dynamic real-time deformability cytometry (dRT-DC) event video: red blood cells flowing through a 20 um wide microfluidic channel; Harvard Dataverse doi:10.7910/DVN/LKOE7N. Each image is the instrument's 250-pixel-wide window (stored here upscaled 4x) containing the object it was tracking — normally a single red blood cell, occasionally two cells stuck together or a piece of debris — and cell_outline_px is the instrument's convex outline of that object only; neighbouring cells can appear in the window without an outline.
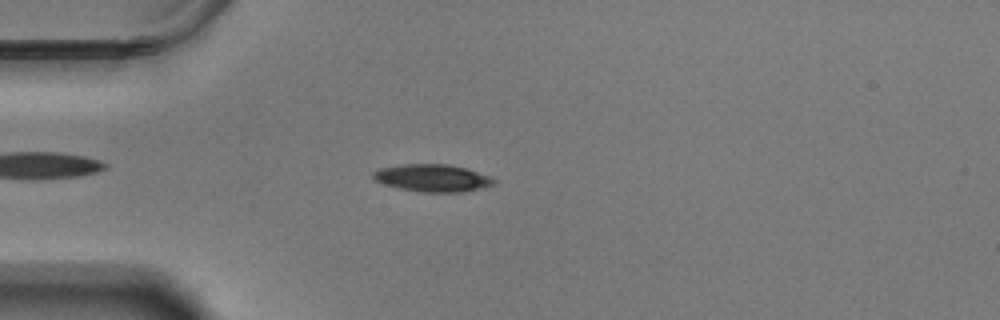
{"species": "Egyptian fruit bat (a non-hibernating species)", "species_latin": "Rousettus aegyptiacus", "temperature_condition": "warm", "stored_images_in_passage": 51, "camera_frame_rate_fps": 3000, "um_per_image_px": 0.085, "animal": {"sex": "male"}, "frame": {"image": 1, "passage_image": 9, "time_ms": 2.667, "image_size_px": [1000, 320], "cell_outline_px": [[496, 180], [492, 184], [480, 188], [464, 192], [420, 192], [380, 184], [372, 180], [372, 172], [380, 168], [404, 164], [448, 164], [468, 168], [492, 176]], "centroid_in_image_um": [36.73, 15.12], "position_along_channel_um": 48.3, "area_um2": 19.54}}
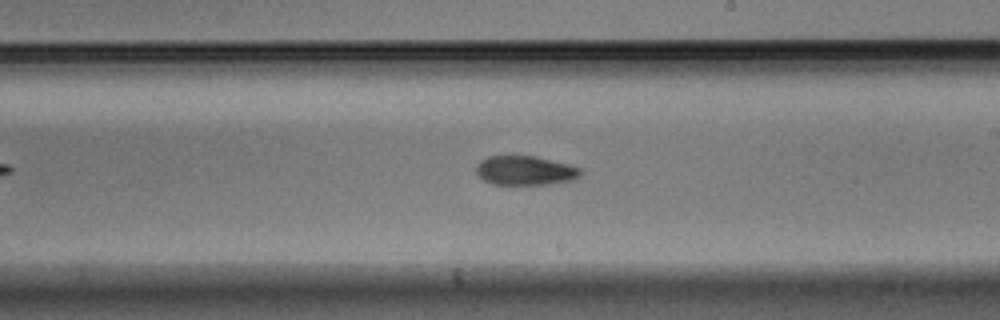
{"frame": {"image": 2, "passage_image": 27, "time_ms": 8.667, "image_size_px": [1000, 320], "cell_outline_px": [[584, 176], [572, 180], [548, 184], [492, 184], [484, 180], [476, 172], [476, 164], [480, 160], [488, 156], [536, 156], [584, 168]], "centroid_in_image_um": [44.7, 14.49], "position_along_channel_um": 244.3, "area_um2": 18.03}}
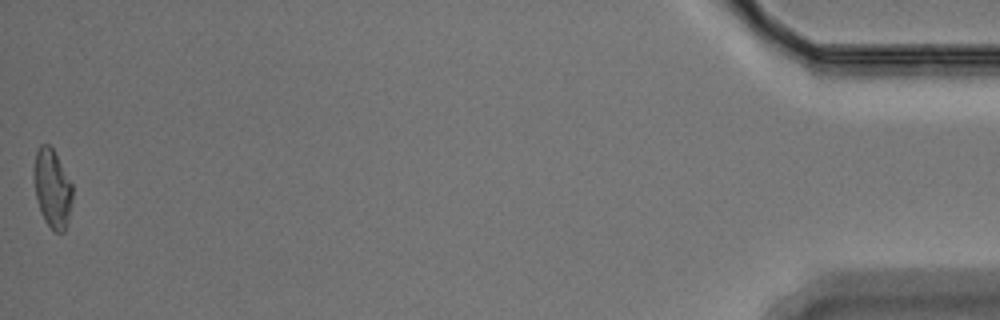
{"frame": {"image": 3, "passage_image": 51, "time_ms": 16.667, "image_size_px": [1000, 320], "cell_outline_px": [[72, 200], [68, 220], [64, 232], [56, 232], [44, 220], [40, 212], [36, 200], [32, 172], [32, 168], [36, 152], [40, 144], [48, 144], [52, 148], [72, 184]], "centroid_in_image_um": [4.41, 16.01], "position_along_channel_um": 430.8, "area_um2": 17.74}, "authors_computed_cell_mechanics": {"area_um2": 18.3226, "velocity_mm_per_s": 3.5094, "shape_relaxation_time_tau1_ms": 4.0412, "shape_relaxation_time_tau2_ms": 5.5214, "deformation_change_tau1": 0.1622, "deformation_change_tau2": 0.1133}}